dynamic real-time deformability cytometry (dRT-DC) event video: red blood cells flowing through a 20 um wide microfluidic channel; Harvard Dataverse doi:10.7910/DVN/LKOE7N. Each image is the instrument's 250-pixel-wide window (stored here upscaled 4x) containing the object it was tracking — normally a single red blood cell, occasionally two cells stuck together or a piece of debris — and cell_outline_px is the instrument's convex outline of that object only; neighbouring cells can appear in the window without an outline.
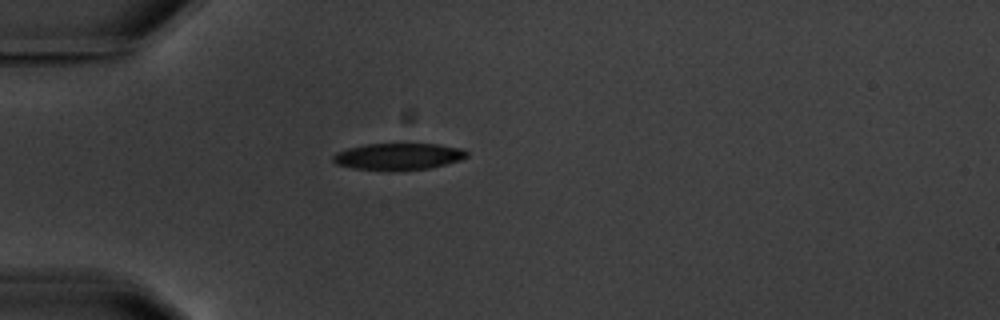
{"species": "common noctule bat (a hibernating species)", "species_latin": "Nyctalus noctula", "temperature_condition": "warm", "stored_images_in_passage": 1, "camera_frame_rate_fps": 3000, "um_per_image_px": 0.085, "animal": {"sex": "male", "body_mass_g": 20.1, "forearm_length_mm": 53.5}, "frame": {"image": 1, "passage_image": 1, "time_ms": 0.0, "image_size_px": [1000, 320], "cell_outline_px": [[468, 156], [460, 160], [428, 168], [352, 168], [336, 164], [332, 160], [332, 156], [336, 152], [348, 148], [364, 144], [400, 140], [436, 144], [464, 148], [468, 152]], "centroid_in_image_um": [33.88, 13.2], "position_along_channel_um": 51.1, "area_um2": 21.1}}